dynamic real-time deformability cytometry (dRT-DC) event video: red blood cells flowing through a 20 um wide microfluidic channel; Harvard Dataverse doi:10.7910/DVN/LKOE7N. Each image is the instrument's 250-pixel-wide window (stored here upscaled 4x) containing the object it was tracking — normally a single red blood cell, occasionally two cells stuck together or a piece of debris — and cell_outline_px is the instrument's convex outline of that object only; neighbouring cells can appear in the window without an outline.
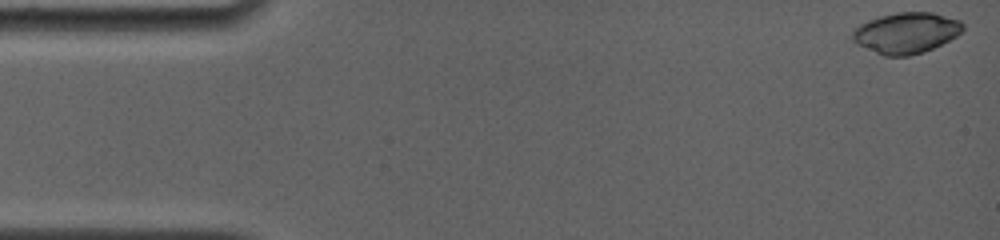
{"species": "common noctule bat (a hibernating species)", "species_latin": "Nyctalus noctula", "temperature_condition": "room temperature", "stored_images_in_passage": 31, "camera_frame_rate_fps": 4000, "um_per_image_px": 0.085, "animal": {"sex": "female", "body_mass_g": 19.0, "forearm_length_mm": 56.7}, "frame": {"image": 1, "passage_image": 1, "time_ms": 0.0, "image_size_px": [1000, 240], "cell_outline_px": [[964, 28], [956, 36], [924, 52], [908, 56], [884, 56], [856, 44], [852, 40], [852, 28], [868, 20], [880, 16], [896, 12], [932, 12], [960, 20], [964, 24]], "centroid_in_image_um": [76.99, 2.79], "position_along_channel_um": 8.0, "area_um2": 26.36}}
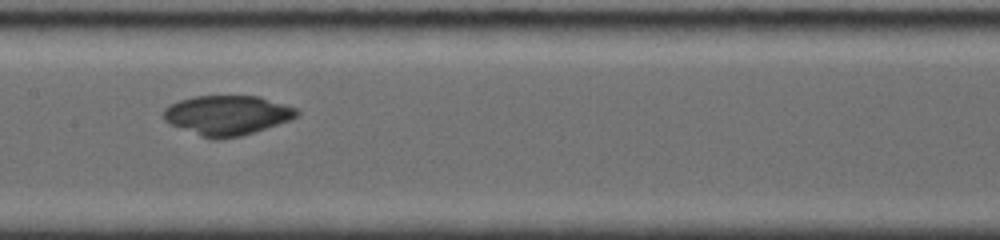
{"frame": {"image": 2, "passage_image": 19, "time_ms": 8.0, "image_size_px": [1000, 240], "cell_outline_px": [[300, 116], [292, 120], [240, 136], [220, 140], [212, 140], [200, 136], [168, 124], [164, 120], [164, 108], [168, 104], [192, 96], [260, 96], [296, 108], [300, 112]], "centroid_in_image_um": [19.3, 9.8], "position_along_channel_um": 188.1, "area_um2": 31.21}}
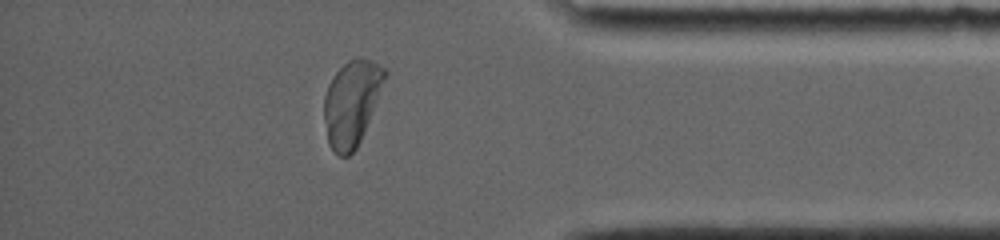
{"frame": {"image": 3, "passage_image": 31, "time_ms": 14.0, "image_size_px": [1000, 240], "cell_outline_px": [[388, 72], [360, 140], [356, 148], [348, 156], [340, 156], [328, 144], [324, 120], [324, 96], [328, 84], [336, 72], [348, 60], [372, 60], [384, 68]], "centroid_in_image_um": [29.86, 8.76], "position_along_channel_um": 405.3, "area_um2": 29.42}, "authors_computed_cell_mechanics": {"area_um2": 29.2468, "velocity_mm_per_s": 3.7907, "shape_relaxation_time_tau1_ms": null, "shape_relaxation_time_tau2_ms": 3.7317, "deformation_change_tau1": null, "deformation_change_tau2": 0.0507}}